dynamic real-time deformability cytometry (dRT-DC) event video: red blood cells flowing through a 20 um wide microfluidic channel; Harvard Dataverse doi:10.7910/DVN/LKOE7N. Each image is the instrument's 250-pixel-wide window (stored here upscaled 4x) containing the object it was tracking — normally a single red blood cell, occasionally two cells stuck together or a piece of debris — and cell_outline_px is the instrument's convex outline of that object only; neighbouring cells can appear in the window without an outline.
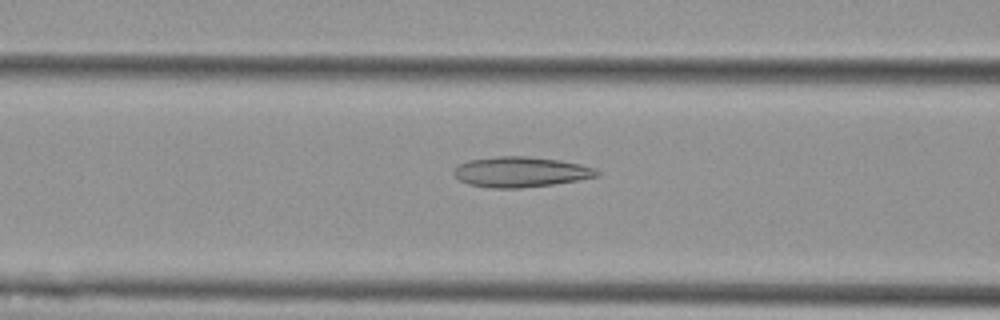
{"species": "Egyptian fruit bat (a non-hibernating species)", "species_latin": "Rousettus aegyptiacus", "temperature_condition": "cold", "stored_images_in_passage": 43, "camera_frame_rate_fps": 3000, "um_per_image_px": 0.085, "animal": {"sex": "female"}, "frame": {"image": 1, "passage_image": 10, "time_ms": 3.0, "image_size_px": [1000, 320], "cell_outline_px": [[600, 176], [552, 184], [520, 188], [488, 188], [468, 184], [460, 180], [452, 172], [452, 168], [456, 164], [468, 160], [496, 156], [528, 156], [560, 160], [580, 164], [596, 168], [600, 172]], "centroid_in_image_um": [44.22, 14.6], "position_along_channel_um": 122.4, "area_um2": 25.55}}
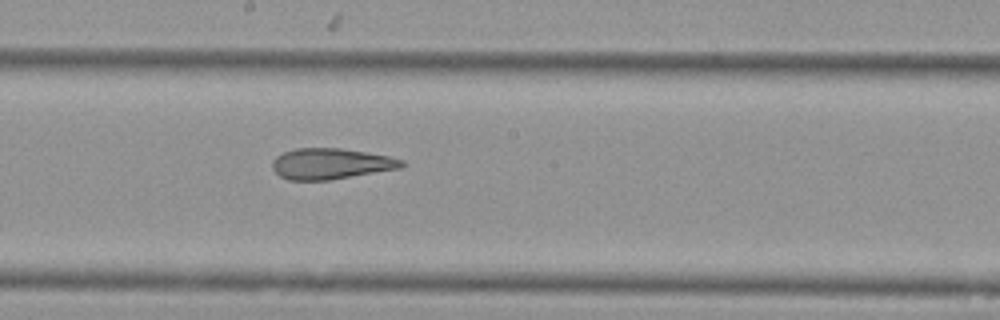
{"frame": {"image": 2, "passage_image": 18, "time_ms": 5.667, "image_size_px": [1000, 320], "cell_outline_px": [[404, 164], [400, 168], [328, 180], [288, 180], [280, 176], [272, 168], [272, 160], [276, 156], [284, 152], [296, 148], [340, 148], [388, 156], [404, 160]], "centroid_in_image_um": [28.08, 13.91], "position_along_channel_um": 220.1, "area_um2": 23.06}}
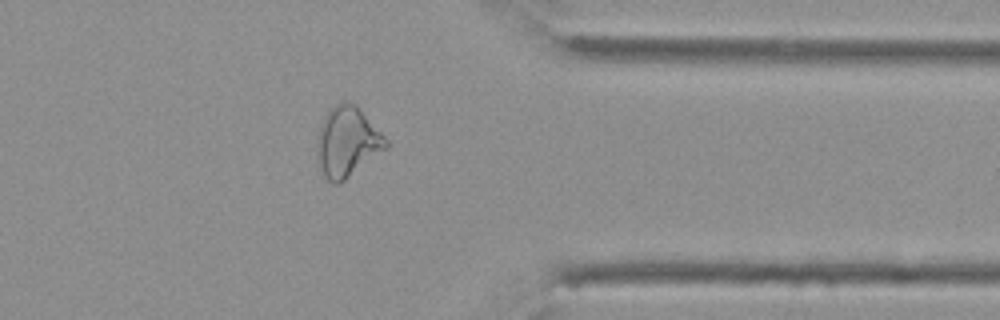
{"frame": {"image": 3, "passage_image": 32, "time_ms": 10.333, "image_size_px": [1000, 320], "cell_outline_px": [[388, 148], [344, 180], [336, 184], [332, 184], [324, 176], [316, 156], [316, 140], [320, 124], [324, 116], [340, 100], [344, 100], [356, 104], [388, 140]], "centroid_in_image_um": [29.5, 12.04], "position_along_channel_um": 381.9, "area_um2": 28.26}, "authors_computed_cell_mechanics": {"area_um2": 25.5476, "velocity_mm_per_s": 3.677, "shape_relaxation_time_tau1_ms": null, "shape_relaxation_time_tau2_ms": 3.1621, "deformation_change_tau1": null, "deformation_change_tau2": 0.1218}}